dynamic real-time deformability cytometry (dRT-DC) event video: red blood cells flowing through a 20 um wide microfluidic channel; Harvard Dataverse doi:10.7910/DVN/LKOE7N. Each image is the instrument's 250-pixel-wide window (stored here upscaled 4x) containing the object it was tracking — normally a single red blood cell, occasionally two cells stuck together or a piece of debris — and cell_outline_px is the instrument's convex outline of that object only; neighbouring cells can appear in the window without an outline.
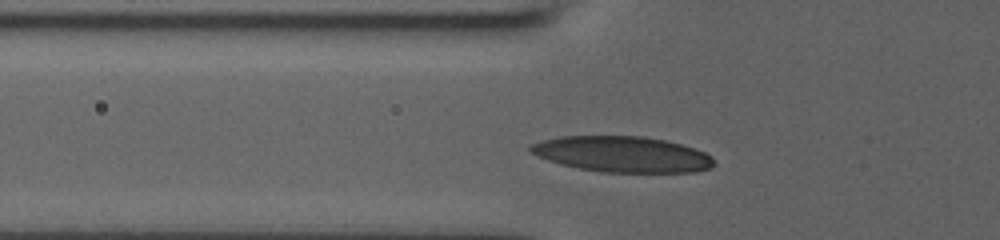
{"species": "human", "species_latin": "Homo sapiens", "temperature_condition": "room temperature", "stored_images_in_passage": 6, "camera_frame_rate_fps": 3000, "um_per_image_px": 0.085, "donor": {"sex": "male"}, "frame": {"image": 1, "passage_image": 2, "time_ms": 0.333, "image_size_px": [1000, 240], "cell_outline_px": [[716, 164], [712, 168], [696, 172], [600, 172], [560, 164], [548, 160], [528, 152], [528, 148], [532, 144], [544, 140], [560, 136], [644, 136], [664, 140], [680, 144], [704, 152], [712, 156]], "centroid_in_image_um": [52.91, 13.11], "position_along_channel_um": 72.9, "area_um2": 38.32}}
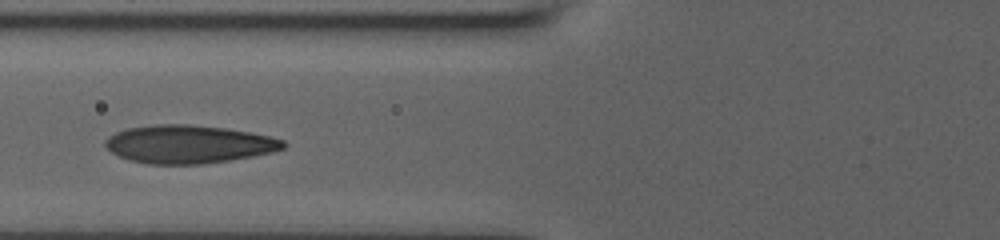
{"frame": {"image": 2, "passage_image": 4, "time_ms": 1.333, "image_size_px": [1000, 240], "cell_outline_px": [[288, 144], [284, 148], [272, 152], [252, 156], [228, 160], [200, 164], [148, 164], [128, 160], [112, 152], [104, 144], [104, 140], [108, 136], [116, 132], [128, 128], [156, 124], [188, 124], [224, 128], [248, 132], [268, 136], [284, 140]], "centroid_in_image_um": [16.01, 12.25], "position_along_channel_um": 109.8, "area_um2": 39.36}}